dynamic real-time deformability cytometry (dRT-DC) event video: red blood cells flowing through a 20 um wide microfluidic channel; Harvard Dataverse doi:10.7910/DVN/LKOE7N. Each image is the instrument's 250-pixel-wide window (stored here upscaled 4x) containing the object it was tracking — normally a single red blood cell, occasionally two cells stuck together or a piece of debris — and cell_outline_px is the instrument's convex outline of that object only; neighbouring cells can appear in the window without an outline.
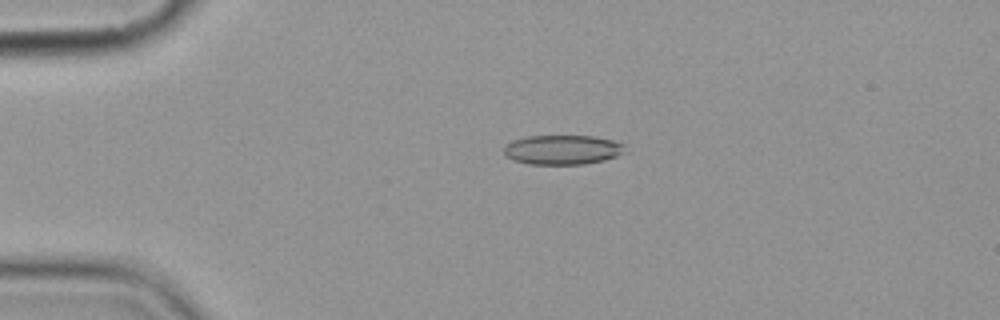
{"species": "common noctule bat (a hibernating species)", "species_latin": "Nyctalus noctula", "temperature_condition": "cold", "stored_images_in_passage": 2, "camera_frame_rate_fps": 3000, "um_per_image_px": 0.085, "animal": {"sex": "female", "body_mass_g": 19.9}, "frame": {"image": 1, "passage_image": 1, "time_ms": 0.0, "image_size_px": [1000, 320], "cell_outline_px": [[628, 152], [604, 160], [584, 164], [528, 164], [512, 160], [504, 156], [504, 148], [512, 140], [528, 136], [596, 136], [612, 140], [624, 144]], "centroid_in_image_um": [47.83, 12.73], "position_along_channel_um": 37.2, "area_um2": 21.04}}